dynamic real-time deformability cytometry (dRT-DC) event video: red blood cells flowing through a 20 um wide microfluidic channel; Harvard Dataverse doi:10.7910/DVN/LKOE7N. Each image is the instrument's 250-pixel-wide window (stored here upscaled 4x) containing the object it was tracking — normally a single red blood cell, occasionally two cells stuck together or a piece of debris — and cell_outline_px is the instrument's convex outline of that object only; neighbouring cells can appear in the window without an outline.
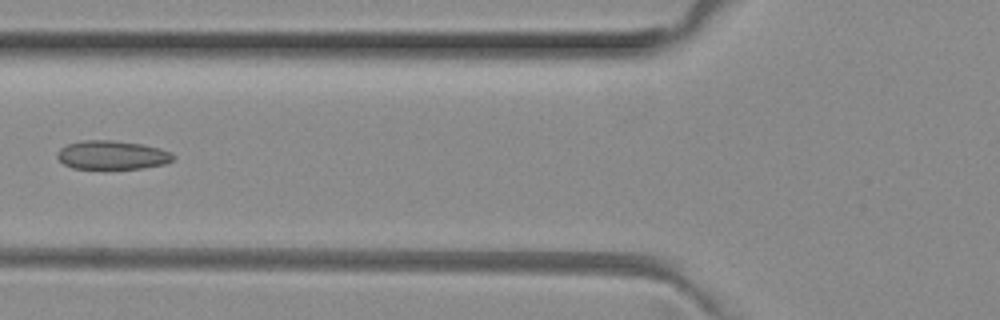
{"species": "common noctule bat (a hibernating species)", "species_latin": "Nyctalus noctula", "temperature_condition": "room temperature", "stored_images_in_passage": 5, "camera_frame_rate_fps": 3000, "um_per_image_px": 0.085, "animal": {"sex": "female", "body_mass_g": 29.2, "forearm_length_mm": 56.3}, "frame": {"image": 1, "passage_image": 5, "time_ms": 1.333, "image_size_px": [1000, 320], "cell_outline_px": [[176, 156], [172, 160], [164, 164], [144, 168], [72, 168], [64, 164], [56, 156], [56, 152], [60, 148], [68, 144], [80, 140], [112, 140], [140, 144], [160, 148], [172, 152]], "centroid_in_image_um": [9.53, 13.17], "position_along_channel_um": 116.3, "area_um2": 19.42}}